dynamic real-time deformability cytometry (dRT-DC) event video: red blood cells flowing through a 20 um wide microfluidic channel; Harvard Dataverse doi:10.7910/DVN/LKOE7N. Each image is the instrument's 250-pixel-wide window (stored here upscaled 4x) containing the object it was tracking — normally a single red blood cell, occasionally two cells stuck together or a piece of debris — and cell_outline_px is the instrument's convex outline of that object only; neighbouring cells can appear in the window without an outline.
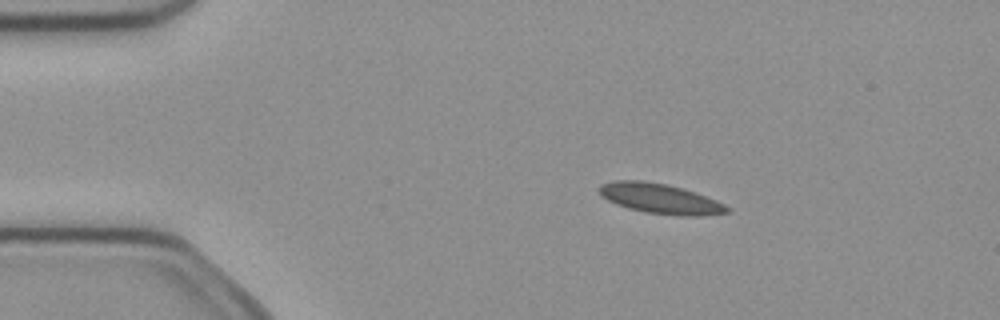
{"species": "common noctule bat (a hibernating species)", "species_latin": "Nyctalus noctula", "temperature_condition": "cold", "stored_images_in_passage": 5, "camera_frame_rate_fps": 3000, "um_per_image_px": 0.085, "animal": {"sex": "female", "body_mass_g": 21.9}, "frame": {"image": 1, "passage_image": 3, "time_ms": 0.667, "image_size_px": [1000, 320], "cell_outline_px": [[728, 212], [700, 216], [680, 216], [644, 212], [628, 208], [616, 204], [600, 196], [600, 184], [612, 180], [644, 180], [684, 188], [716, 200], [724, 204], [728, 208]], "centroid_in_image_um": [56.08, 16.88], "position_along_channel_um": 28.9, "area_um2": 22.37}}